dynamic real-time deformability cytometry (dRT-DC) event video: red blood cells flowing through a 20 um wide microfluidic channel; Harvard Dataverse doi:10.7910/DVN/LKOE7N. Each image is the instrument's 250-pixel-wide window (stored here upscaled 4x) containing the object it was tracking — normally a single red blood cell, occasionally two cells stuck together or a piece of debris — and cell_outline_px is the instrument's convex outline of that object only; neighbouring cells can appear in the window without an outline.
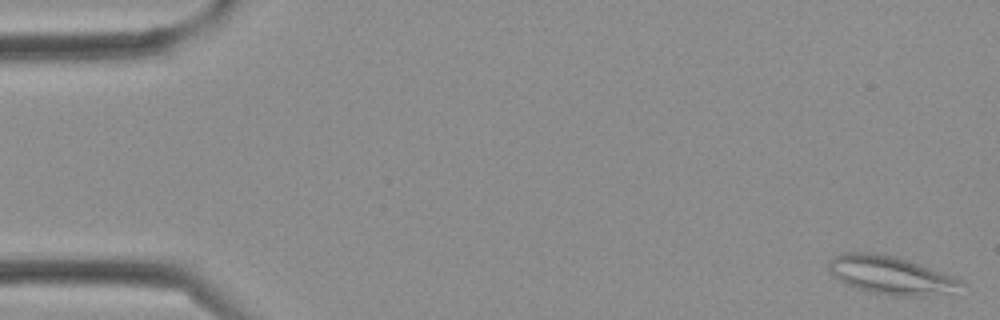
{"species": "Egyptian fruit bat (a non-hibernating species)", "species_latin": "Rousettus aegyptiacus", "temperature_condition": "cold", "stored_images_in_passage": 3, "camera_frame_rate_fps": 3000, "um_per_image_px": 0.085, "frame": {"image": 1, "passage_image": 1, "time_ms": 0.0, "image_size_px": [1000, 320], "cell_outline_px": [[968, 284], [948, 292], [916, 296], [896, 296], [868, 292], [856, 288], [840, 280], [828, 268], [828, 260], [832, 256], [844, 252], [876, 252], [892, 256], [964, 280]], "centroid_in_image_um": [75.66, 23.38], "position_along_channel_um": 9.3, "area_um2": 28.9}}